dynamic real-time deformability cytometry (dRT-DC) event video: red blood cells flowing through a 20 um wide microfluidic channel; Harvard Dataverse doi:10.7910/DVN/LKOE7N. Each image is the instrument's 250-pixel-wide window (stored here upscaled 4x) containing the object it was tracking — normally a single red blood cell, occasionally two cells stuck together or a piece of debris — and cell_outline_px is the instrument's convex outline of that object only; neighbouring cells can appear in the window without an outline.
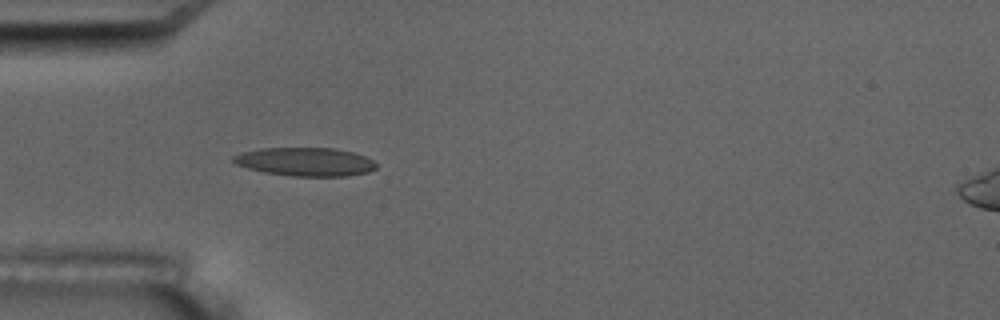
{"species": "common noctule bat (a hibernating species)", "species_latin": "Nyctalus noctula", "temperature_condition": "room temperature", "stored_images_in_passage": 4, "camera_frame_rate_fps": 3000, "um_per_image_px": 0.085, "animal": {"sex": "male", "body_mass_g": 17.5, "forearm_length_mm": 52.3}, "frame": {"image": 1, "passage_image": 4, "time_ms": 4.333, "image_size_px": [1000, 320], "cell_outline_px": [[376, 168], [368, 172], [348, 176], [292, 176], [264, 172], [248, 168], [236, 164], [232, 160], [232, 156], [244, 152], [260, 148], [332, 148], [352, 152], [364, 156], [372, 160], [376, 164]], "centroid_in_image_um": [25.95, 13.75], "position_along_channel_um": 59.1, "area_um2": 23.58}}